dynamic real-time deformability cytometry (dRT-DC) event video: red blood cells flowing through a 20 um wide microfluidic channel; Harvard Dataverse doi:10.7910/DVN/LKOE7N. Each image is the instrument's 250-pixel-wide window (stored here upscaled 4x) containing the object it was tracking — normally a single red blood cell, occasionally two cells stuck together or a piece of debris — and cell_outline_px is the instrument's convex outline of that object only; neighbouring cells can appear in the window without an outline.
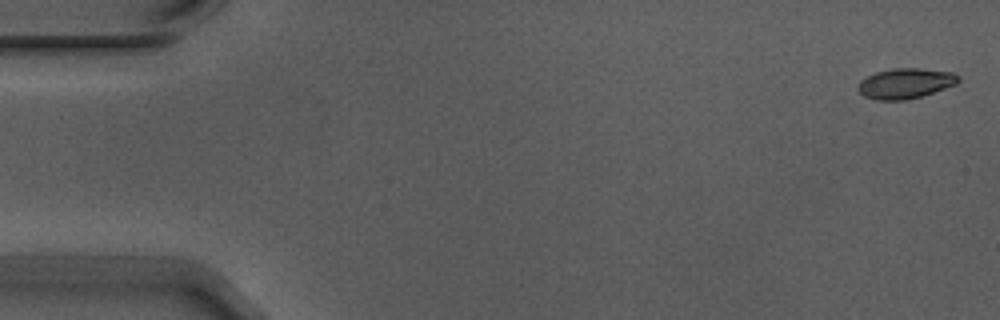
{"species": "Egyptian fruit bat (a non-hibernating species)", "species_latin": "Rousettus aegyptiacus", "temperature_condition": "warm", "stored_images_in_passage": 5, "camera_frame_rate_fps": 3000, "um_per_image_px": 0.085, "animal": {"sex": "male"}, "frame": {"image": 1, "passage_image": 1, "time_ms": 0.0, "image_size_px": [1000, 320], "cell_outline_px": [[960, 80], [956, 84], [920, 96], [904, 100], [876, 100], [864, 96], [856, 88], [856, 84], [860, 80], [876, 72], [892, 68], [920, 68], [952, 72], [960, 76]], "centroid_in_image_um": [76.92, 7.08], "position_along_channel_um": 8.1, "area_um2": 17.69}}
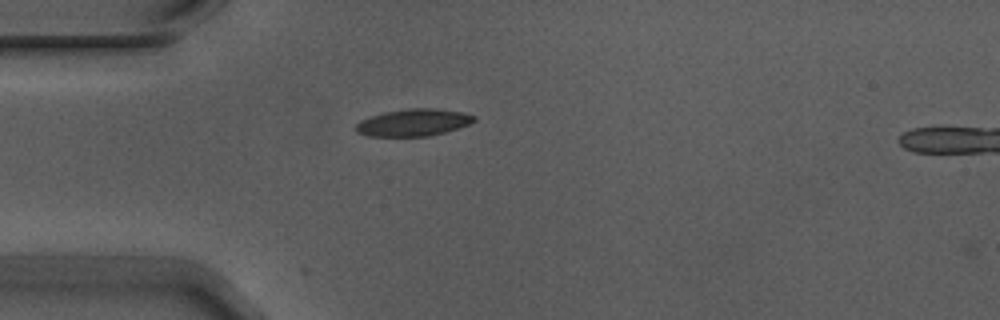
{"frame": {"image": 2, "passage_image": 4, "time_ms": 1.0, "image_size_px": [1000, 320], "cell_outline_px": [[476, 120], [468, 124], [444, 132], [428, 136], [368, 136], [356, 132], [356, 124], [360, 120], [384, 112], [408, 108], [436, 108], [464, 112], [476, 116]], "centroid_in_image_um": [35.14, 10.4], "position_along_channel_um": 49.9, "area_um2": 18.61}}